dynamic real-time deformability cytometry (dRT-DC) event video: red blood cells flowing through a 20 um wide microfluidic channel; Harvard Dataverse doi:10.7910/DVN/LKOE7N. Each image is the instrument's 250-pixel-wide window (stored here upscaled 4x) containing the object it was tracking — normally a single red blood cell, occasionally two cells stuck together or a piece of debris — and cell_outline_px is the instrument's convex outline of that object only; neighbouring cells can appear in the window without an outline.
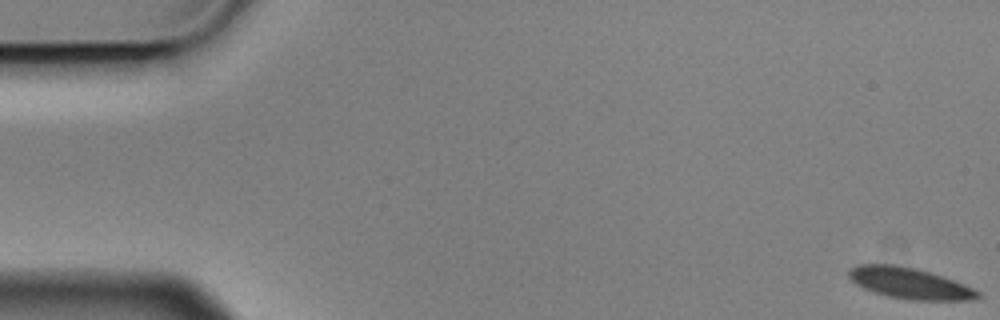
{"species": "Egyptian fruit bat (a non-hibernating species)", "species_latin": "Rousettus aegyptiacus", "temperature_condition": "cold", "stored_images_in_passage": 5, "camera_frame_rate_fps": 3000, "um_per_image_px": 0.085, "animal": {"sex": "male"}, "frame": {"image": 1, "passage_image": 1, "time_ms": 0.0, "image_size_px": [1000, 320], "cell_outline_px": [[984, 296], [976, 300], [908, 300], [888, 296], [872, 292], [856, 284], [848, 276], [848, 272], [852, 268], [860, 264], [892, 264], [916, 268], [964, 284], [980, 292]], "centroid_in_image_um": [77.34, 24.09], "position_along_channel_um": 7.7, "area_um2": 23.29}}